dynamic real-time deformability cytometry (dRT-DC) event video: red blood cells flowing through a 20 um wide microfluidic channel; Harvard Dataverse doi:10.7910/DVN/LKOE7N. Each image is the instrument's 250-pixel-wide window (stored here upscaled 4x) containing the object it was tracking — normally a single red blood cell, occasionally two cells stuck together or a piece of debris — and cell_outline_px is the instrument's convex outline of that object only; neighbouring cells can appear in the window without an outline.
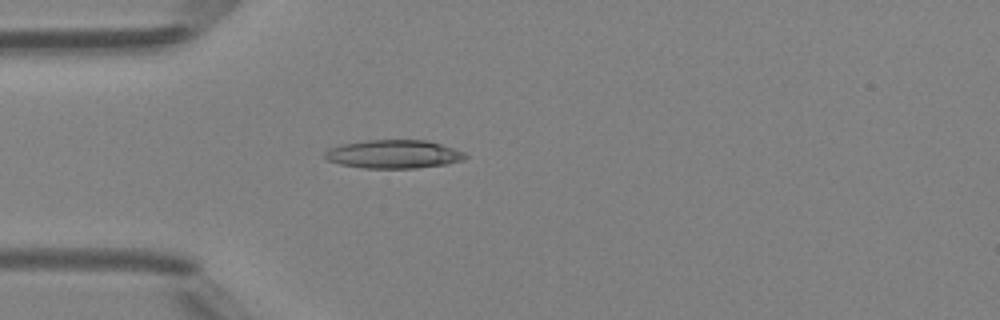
{"species": "Egyptian fruit bat (a non-hibernating species)", "species_latin": "Rousettus aegyptiacus", "temperature_condition": "room temperature", "stored_images_in_passage": 32, "camera_frame_rate_fps": 3000, "um_per_image_px": 0.085, "animal": {"sex": "female"}, "frame": {"image": 1, "passage_image": 1, "time_ms": 0.0, "image_size_px": [1000, 320], "cell_outline_px": [[468, 156], [464, 160], [444, 164], [416, 168], [364, 168], [340, 164], [328, 160], [324, 156], [324, 152], [328, 148], [344, 144], [368, 140], [428, 140], [464, 152]], "centroid_in_image_um": [33.46, 13.1], "position_along_channel_um": 51.5, "area_um2": 23.12}}
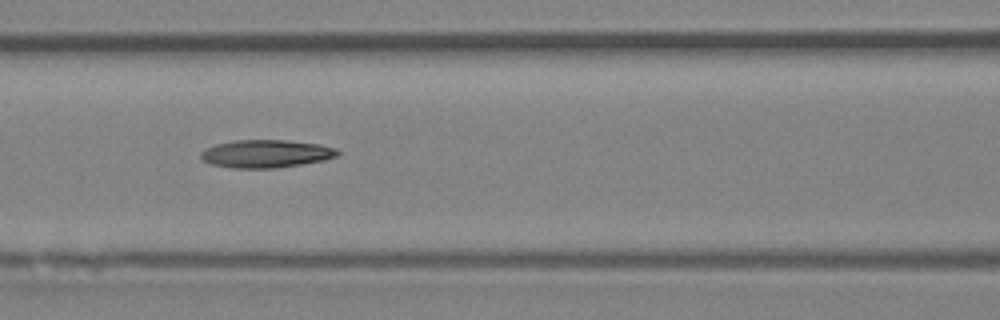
{"frame": {"image": 2, "passage_image": 8, "time_ms": 2.333, "image_size_px": [1000, 320], "cell_outline_px": [[340, 152], [336, 156], [324, 160], [276, 168], [232, 168], [212, 164], [204, 160], [200, 156], [200, 152], [204, 148], [216, 144], [236, 140], [284, 140], [320, 144], [336, 148]], "centroid_in_image_um": [22.6, 13.06], "position_along_channel_um": 144.0, "area_um2": 22.14}}
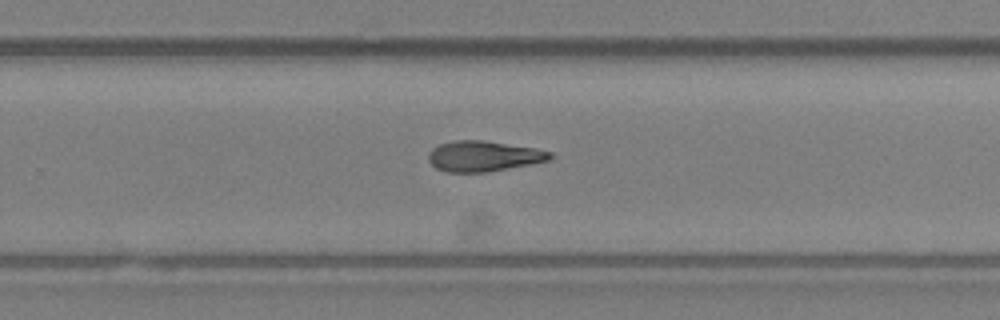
{"frame": {"image": 3, "passage_image": 18, "time_ms": 5.667, "image_size_px": [1000, 320], "cell_outline_px": [[556, 156], [548, 160], [532, 164], [484, 172], [448, 172], [436, 168], [428, 160], [428, 152], [432, 148], [440, 144], [456, 140], [484, 140], [536, 148], [552, 152]], "centroid_in_image_um": [41.12, 13.26], "position_along_channel_um": 288.7, "area_um2": 21.68}, "authors_computed_cell_mechanics": {"area_um2": 21.675, "velocity_mm_per_s": 4.3484, "shape_relaxation_time_tau1_ms": 4.3888, "shape_relaxation_time_tau2_ms": 9.0456, "deformation_change_tau1": 0.1677, "deformation_change_tau2": 0.2372}}